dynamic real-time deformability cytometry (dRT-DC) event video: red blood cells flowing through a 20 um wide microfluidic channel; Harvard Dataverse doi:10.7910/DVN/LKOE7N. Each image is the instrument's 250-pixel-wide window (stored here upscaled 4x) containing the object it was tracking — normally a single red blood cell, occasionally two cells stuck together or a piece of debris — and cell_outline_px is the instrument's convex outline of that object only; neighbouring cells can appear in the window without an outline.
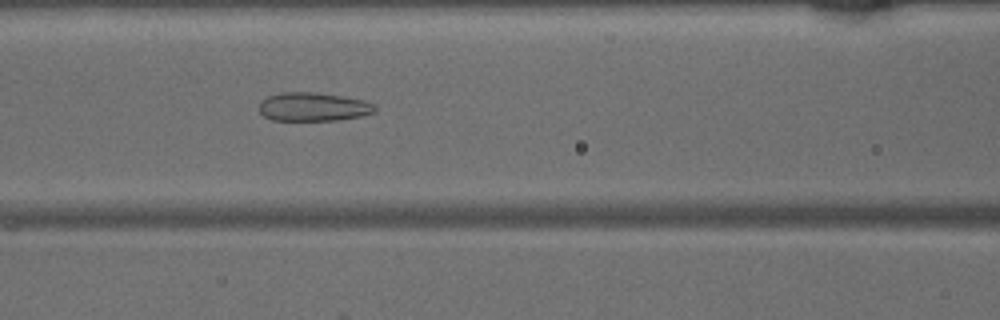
{"species": "common noctule bat (a hibernating species)", "species_latin": "Nyctalus noctula", "temperature_condition": "warm", "stored_images_in_passage": 49, "camera_frame_rate_fps": 3000, "um_per_image_px": 0.085, "animal": {"sex": "male", "body_mass_g": 15.6}, "frame": {"image": 1, "passage_image": 21, "time_ms": 6.667, "image_size_px": [1000, 320], "cell_outline_px": [[376, 112], [360, 116], [336, 120], [272, 120], [264, 116], [260, 112], [260, 104], [268, 96], [284, 92], [316, 92], [364, 100], [372, 104], [376, 108]], "centroid_in_image_um": [26.63, 9.08], "position_along_channel_um": 140.0, "area_um2": 19.07}}
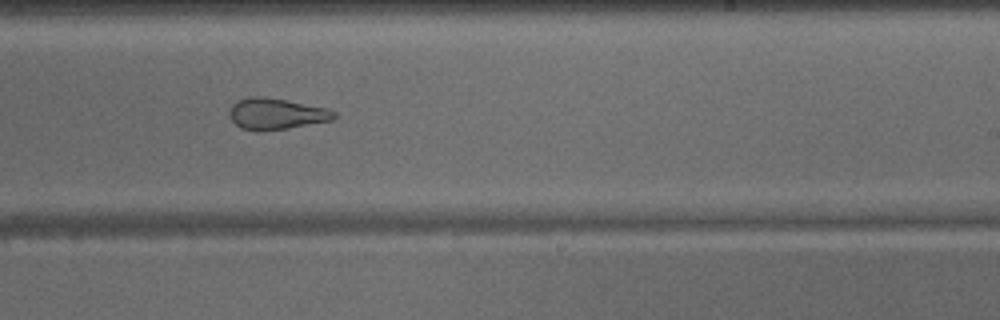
{"frame": {"image": 2, "passage_image": 30, "time_ms": 9.667, "image_size_px": [1000, 320], "cell_outline_px": [[336, 116], [332, 120], [288, 128], [264, 132], [240, 128], [228, 116], [228, 112], [232, 104], [248, 96], [264, 96], [328, 108], [336, 112]], "centroid_in_image_um": [23.45, 9.68], "position_along_channel_um": 265.5, "area_um2": 19.19}}
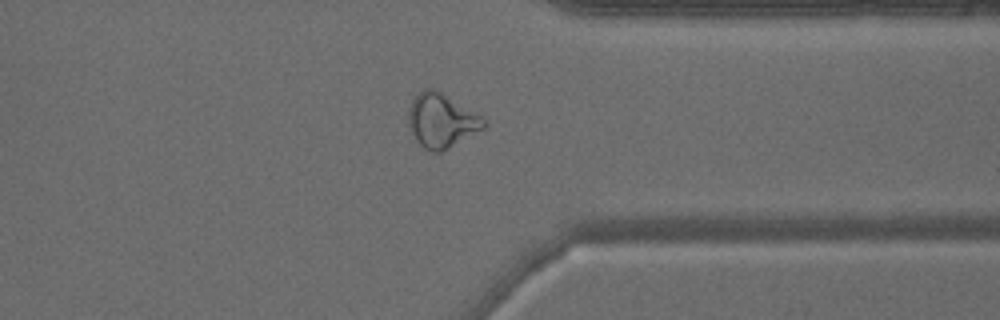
{"frame": {"image": 3, "passage_image": 38, "time_ms": 12.333, "image_size_px": [1000, 320], "cell_outline_px": [[488, 124], [484, 128], [448, 148], [440, 152], [432, 152], [424, 148], [416, 140], [408, 124], [408, 108], [412, 100], [424, 88], [432, 88], [440, 92], [484, 116], [488, 120]], "centroid_in_image_um": [37.55, 10.25], "position_along_channel_um": 373.9, "area_um2": 23.7}}